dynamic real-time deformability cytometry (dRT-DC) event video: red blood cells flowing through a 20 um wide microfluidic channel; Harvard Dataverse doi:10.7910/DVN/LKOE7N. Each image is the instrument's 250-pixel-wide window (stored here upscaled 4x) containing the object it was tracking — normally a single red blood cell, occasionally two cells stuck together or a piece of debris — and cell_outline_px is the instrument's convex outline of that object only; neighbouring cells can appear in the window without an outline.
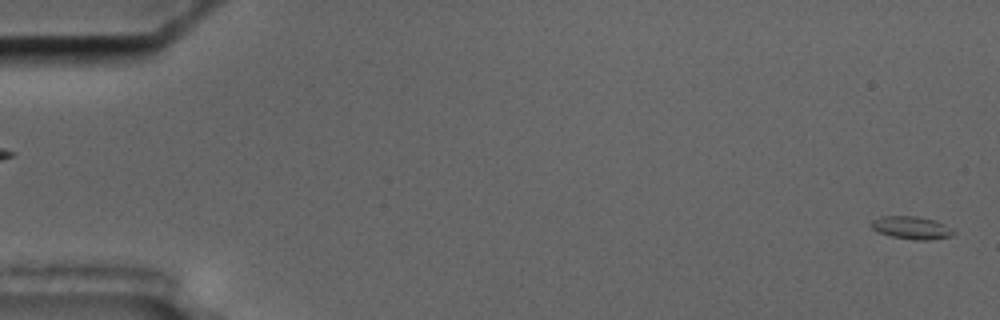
{"species": "common noctule bat (a hibernating species)", "species_latin": "Nyctalus noctula", "temperature_condition": "cold", "stored_images_in_passage": 57, "segment_of_instrument_passage": [1, 2], "camera_frame_rate_fps": 3000, "um_per_image_px": 0.085, "animal": {"sex": "male", "body_mass_g": 17.5, "forearm_length_mm": 52.3}, "frame": {"image": 1, "passage_image": 1, "time_ms": 0.0, "image_size_px": [1000, 320], "cell_outline_px": [[956, 232], [952, 236], [928, 240], [916, 240], [892, 236], [876, 232], [868, 224], [872, 220], [880, 216], [916, 216], [932, 220], [944, 224]], "centroid_in_image_um": [77.43, 19.35], "position_along_channel_um": 7.6, "area_um2": 10.92}}
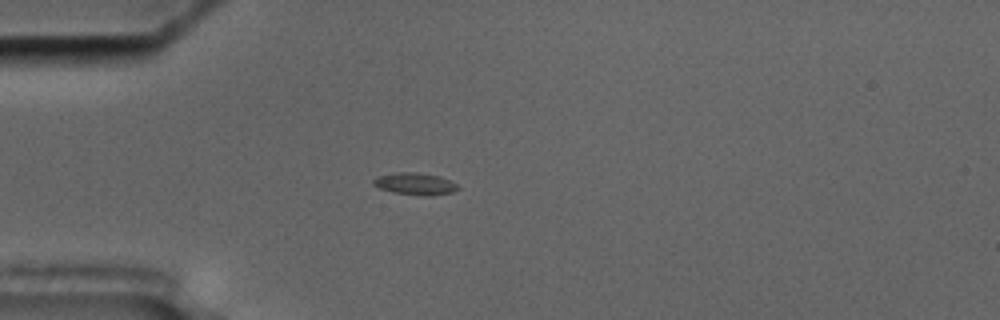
{"frame": {"image": 2, "passage_image": 16, "time_ms": 5.0, "image_size_px": [1000, 320], "cell_outline_px": [[460, 188], [452, 192], [432, 196], [428, 196], [392, 192], [380, 188], [372, 184], [372, 180], [376, 176], [400, 172], [416, 172], [440, 176], [456, 184]], "centroid_in_image_um": [35.27, 15.62], "position_along_channel_um": 49.7, "area_um2": 10.81}}
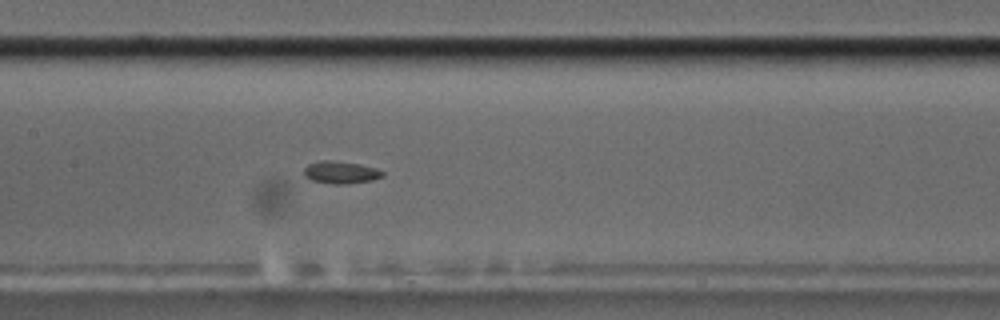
{"frame": {"image": 3, "passage_image": 28, "time_ms": 9.0, "image_size_px": [1000, 320], "cell_outline_px": [[384, 176], [372, 180], [348, 184], [332, 184], [312, 180], [304, 176], [304, 168], [308, 164], [320, 160], [332, 160], [356, 164], [376, 168], [384, 172]], "centroid_in_image_um": [28.95, 14.66], "position_along_channel_um": 178.5, "area_um2": 10.23}}